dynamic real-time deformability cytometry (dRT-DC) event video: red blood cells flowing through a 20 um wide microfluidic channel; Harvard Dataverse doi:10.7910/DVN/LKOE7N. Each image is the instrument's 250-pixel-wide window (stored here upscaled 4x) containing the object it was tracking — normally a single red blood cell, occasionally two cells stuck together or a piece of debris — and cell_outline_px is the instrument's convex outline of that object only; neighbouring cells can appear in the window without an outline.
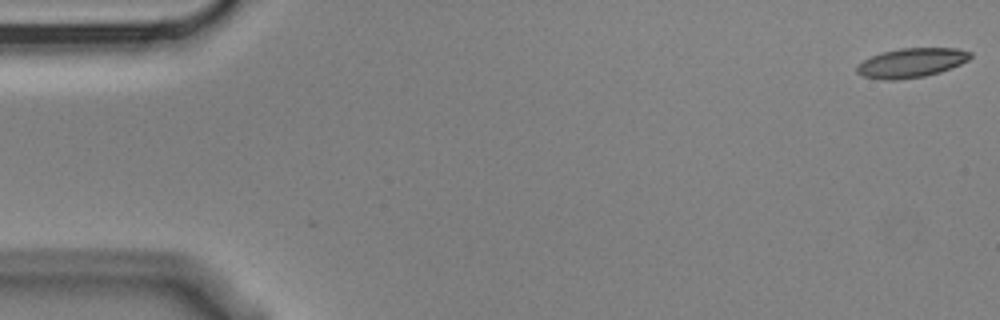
{"species": "Egyptian fruit bat (a non-hibernating species)", "species_latin": "Rousettus aegyptiacus", "temperature_condition": "cold", "stored_images_in_passage": 5, "camera_frame_rate_fps": 3000, "um_per_image_px": 0.085, "animal": {"sex": "male"}, "frame": {"image": 1, "passage_image": 1, "time_ms": 0.0, "image_size_px": [1000, 320], "cell_outline_px": [[972, 56], [968, 60], [960, 64], [940, 72], [924, 76], [896, 80], [884, 80], [864, 76], [856, 72], [856, 64], [880, 52], [900, 48], [956, 48], [972, 52]], "centroid_in_image_um": [77.45, 5.33], "position_along_channel_um": 7.5, "area_um2": 19.42}}